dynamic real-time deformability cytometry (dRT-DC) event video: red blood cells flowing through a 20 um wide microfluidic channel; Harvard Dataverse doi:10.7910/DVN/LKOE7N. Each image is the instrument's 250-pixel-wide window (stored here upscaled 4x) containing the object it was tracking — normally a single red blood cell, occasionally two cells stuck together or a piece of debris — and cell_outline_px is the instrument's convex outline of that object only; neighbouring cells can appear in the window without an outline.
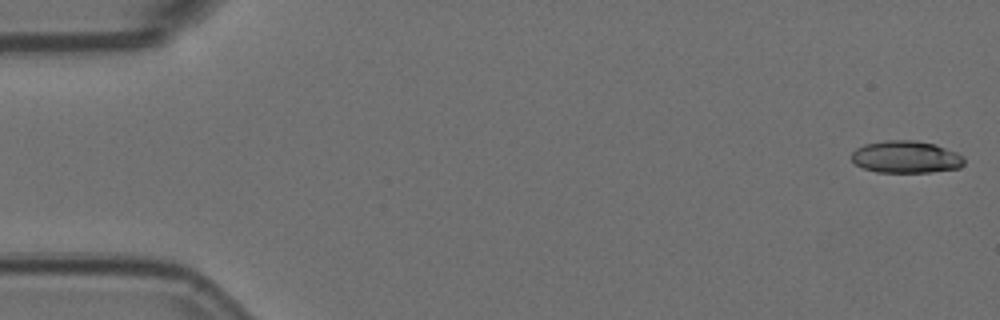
{"species": "Egyptian fruit bat (a non-hibernating species)", "species_latin": "Rousettus aegyptiacus", "temperature_condition": "room temperature", "stored_images_in_passage": 56, "camera_frame_rate_fps": 3000, "um_per_image_px": 0.085, "animal": {"sex": "female"}, "frame": {"image": 1, "passage_image": 1, "time_ms": 0.0, "image_size_px": [1000, 320], "cell_outline_px": [[964, 164], [960, 168], [932, 172], [876, 172], [864, 168], [856, 164], [852, 160], [852, 152], [856, 148], [864, 144], [888, 140], [916, 140], [936, 144], [956, 152], [964, 156]], "centroid_in_image_um": [77.03, 13.34], "position_along_channel_um": 8.0, "area_um2": 21.27}}
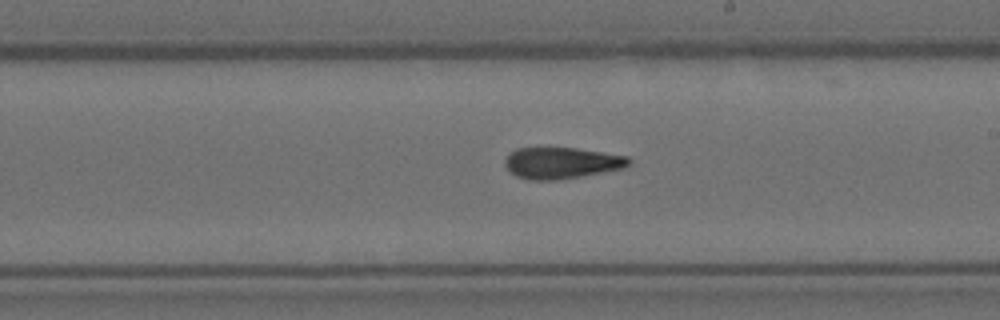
{"frame": {"image": 2, "passage_image": 32, "time_ms": 10.333, "image_size_px": [1000, 320], "cell_outline_px": [[632, 160], [624, 168], [580, 176], [556, 180], [528, 180], [516, 176], [508, 172], [504, 164], [504, 160], [508, 152], [516, 148], [576, 148], [628, 156]], "centroid_in_image_um": [47.67, 13.85], "position_along_channel_um": 241.3, "area_um2": 22.77}}
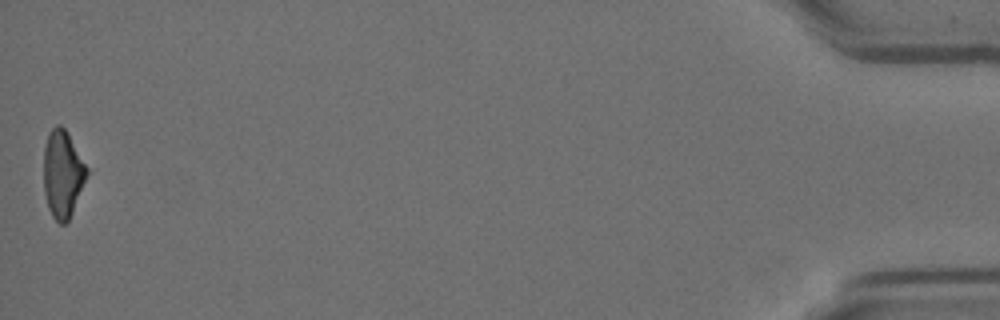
{"frame": {"image": 3, "passage_image": 56, "time_ms": 18.333, "image_size_px": [1000, 320], "cell_outline_px": [[88, 172], [72, 212], [68, 220], [64, 224], [60, 224], [52, 216], [48, 208], [44, 192], [44, 148], [48, 132], [56, 124], [60, 124], [68, 132], [88, 168]], "centroid_in_image_um": [5.31, 14.75], "position_along_channel_um": 429.9, "area_um2": 21.85}, "authors_computed_cell_mechanics": {"area_um2": 22.7732, "velocity_mm_per_s": 3.5911, "shape_relaxation_time_tau1_ms": 7.8967, "shape_relaxation_time_tau2_ms": 9.5533, "deformation_change_tau1": 0.189, "deformation_change_tau2": 0.2467}}